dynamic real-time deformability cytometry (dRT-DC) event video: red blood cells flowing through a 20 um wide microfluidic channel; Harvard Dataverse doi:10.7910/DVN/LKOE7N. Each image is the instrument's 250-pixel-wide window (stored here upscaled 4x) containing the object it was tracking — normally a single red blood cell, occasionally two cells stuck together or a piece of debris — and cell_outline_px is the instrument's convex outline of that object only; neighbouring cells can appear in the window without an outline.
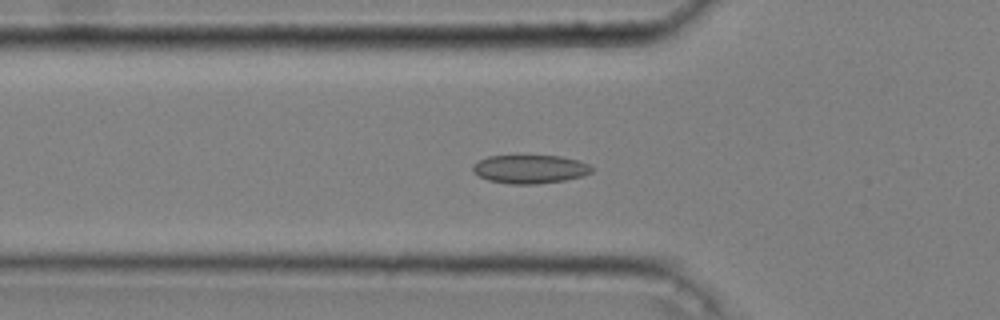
{"species": "common noctule bat (a hibernating species)", "species_latin": "Nyctalus noctula", "temperature_condition": "cold", "stored_images_in_passage": 51, "camera_frame_rate_fps": 3000, "um_per_image_px": 0.085, "animal": {"sex": "male", "body_mass_g": 20.4}, "frame": {"image": 1, "passage_image": 17, "time_ms": 5.333, "image_size_px": [1000, 320], "cell_outline_px": [[592, 172], [580, 176], [564, 180], [536, 184], [508, 184], [488, 180], [472, 172], [472, 164], [488, 156], [560, 156], [580, 160], [588, 164], [592, 168]], "centroid_in_image_um": [45.02, 14.37], "position_along_channel_um": 80.8, "area_um2": 19.71}}
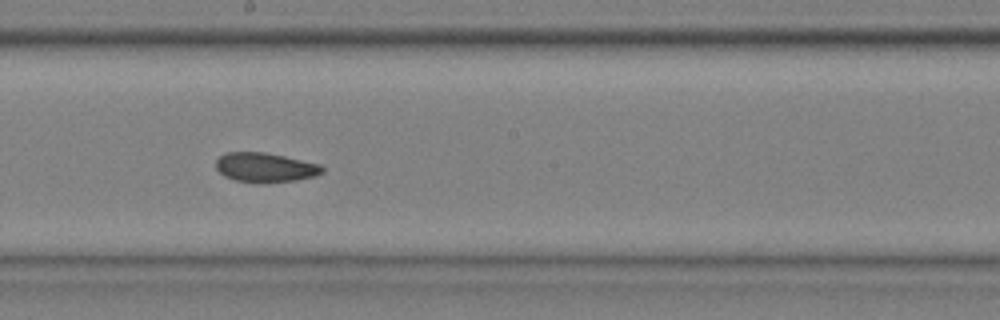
{"frame": {"image": 2, "passage_image": 29, "time_ms": 9.333, "image_size_px": [1000, 320], "cell_outline_px": [[324, 172], [316, 176], [296, 180], [264, 184], [256, 184], [236, 180], [224, 176], [216, 168], [216, 160], [224, 152], [264, 152], [284, 156], [320, 164], [324, 168]], "centroid_in_image_um": [22.54, 14.25], "position_along_channel_um": 225.7, "area_um2": 18.55}}
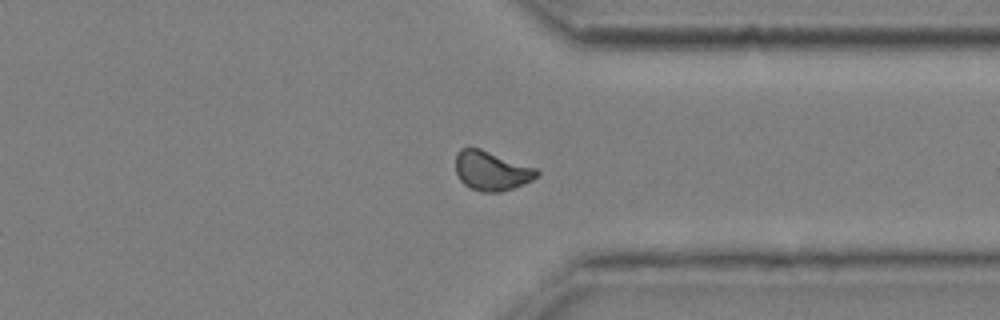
{"frame": {"image": 3, "passage_image": 41, "time_ms": 13.333, "image_size_px": [1000, 320], "cell_outline_px": [[540, 176], [524, 184], [500, 192], [480, 192], [468, 188], [460, 180], [456, 172], [456, 152], [460, 148], [480, 148], [536, 168], [540, 172]], "centroid_in_image_um": [41.77, 14.53], "position_along_channel_um": 369.6, "area_um2": 18.79}, "authors_computed_cell_mechanics": {"area_um2": 18.6116, "velocity_mm_per_s": 3.6191, "shape_relaxation_time_tau1_ms": null, "shape_relaxation_time_tau2_ms": 2.2786, "deformation_change_tau1": null, "deformation_change_tau2": 0.0597}}